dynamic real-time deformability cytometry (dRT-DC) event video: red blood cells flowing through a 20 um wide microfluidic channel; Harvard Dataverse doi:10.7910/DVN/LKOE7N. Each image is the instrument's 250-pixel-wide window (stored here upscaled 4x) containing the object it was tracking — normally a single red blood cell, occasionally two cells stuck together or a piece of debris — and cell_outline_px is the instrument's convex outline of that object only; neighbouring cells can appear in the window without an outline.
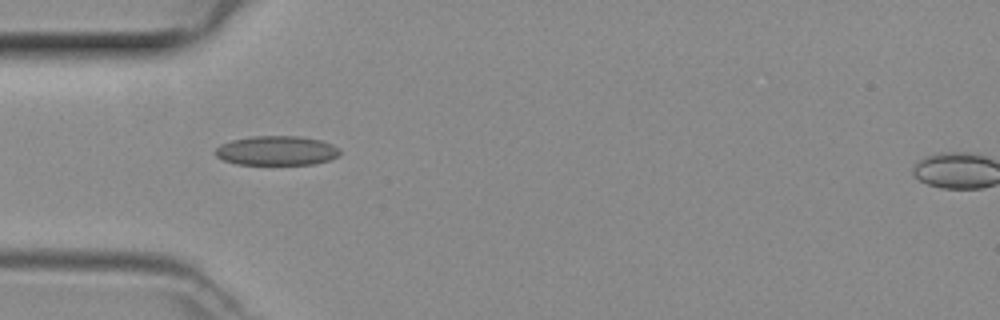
{"species": "common noctule bat (a hibernating species)", "species_latin": "Nyctalus noctula", "temperature_condition": "room temperature", "stored_images_in_passage": 36, "camera_frame_rate_fps": 3000, "um_per_image_px": 0.085, "animal": {"sex": "female", "body_mass_g": 29.2, "forearm_length_mm": 56.3}, "frame": {"image": 1, "passage_image": 3, "time_ms": 0.667, "image_size_px": [1000, 320], "cell_outline_px": [[340, 156], [328, 160], [312, 164], [236, 164], [224, 160], [216, 156], [212, 152], [220, 144], [232, 140], [252, 136], [296, 136], [320, 140], [332, 144], [340, 148]], "centroid_in_image_um": [23.5, 12.8], "position_along_channel_um": 61.5, "area_um2": 21.39}}
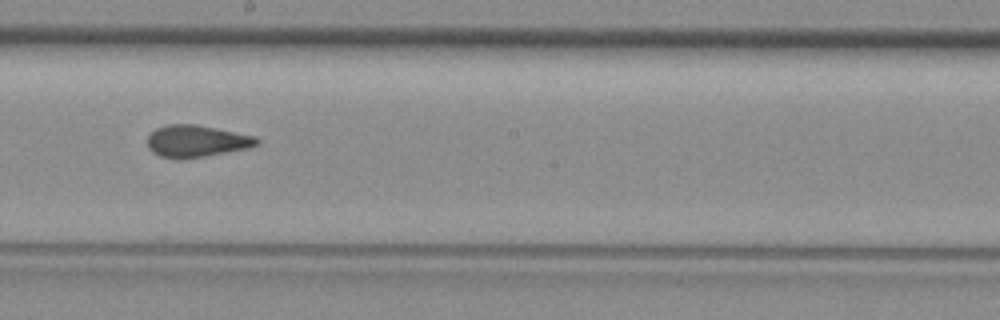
{"frame": {"image": 2, "passage_image": 15, "time_ms": 4.667, "image_size_px": [1000, 320], "cell_outline_px": [[260, 144], [248, 148], [204, 156], [160, 156], [152, 152], [148, 148], [148, 136], [156, 128], [168, 124], [192, 124], [216, 128], [256, 136], [260, 140]], "centroid_in_image_um": [16.74, 11.96], "position_along_channel_um": 231.5, "area_um2": 19.77}}
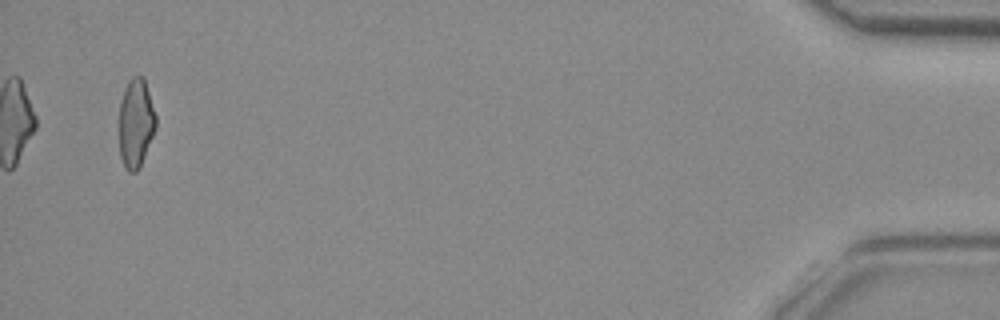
{"frame": {"image": 3, "passage_image": 35, "time_ms": 11.333, "image_size_px": [1000, 320], "cell_outline_px": [[156, 128], [140, 164], [136, 172], [128, 172], [120, 156], [120, 100], [128, 80], [132, 76], [144, 76], [156, 116]], "centroid_in_image_um": [11.55, 10.41], "position_along_channel_um": 423.7, "area_um2": 18.79}}